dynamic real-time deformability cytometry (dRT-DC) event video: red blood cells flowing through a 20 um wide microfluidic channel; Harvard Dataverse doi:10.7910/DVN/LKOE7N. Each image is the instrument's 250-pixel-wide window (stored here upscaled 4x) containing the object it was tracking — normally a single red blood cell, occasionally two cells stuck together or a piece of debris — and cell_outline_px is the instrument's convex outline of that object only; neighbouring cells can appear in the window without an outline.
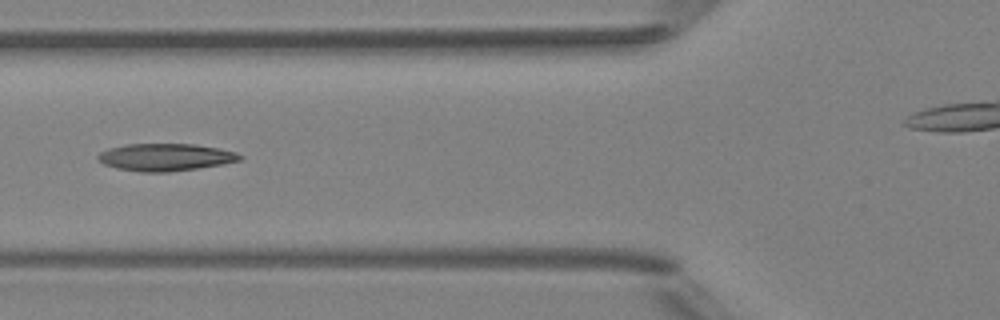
{"species": "Egyptian fruit bat (a non-hibernating species)", "species_latin": "Rousettus aegyptiacus", "temperature_condition": "room temperature", "stored_images_in_passage": 6, "camera_frame_rate_fps": 3000, "um_per_image_px": 0.085, "animal": {"sex": "female"}, "frame": {"image": 1, "passage_image": 5, "time_ms": 4.667, "image_size_px": [1000, 320], "cell_outline_px": [[244, 156], [240, 160], [224, 164], [168, 172], [140, 172], [116, 168], [104, 164], [96, 156], [100, 152], [108, 148], [124, 144], [196, 144], [220, 148], [236, 152]], "centroid_in_image_um": [14.07, 13.35], "position_along_channel_um": 111.7, "area_um2": 22.72}}